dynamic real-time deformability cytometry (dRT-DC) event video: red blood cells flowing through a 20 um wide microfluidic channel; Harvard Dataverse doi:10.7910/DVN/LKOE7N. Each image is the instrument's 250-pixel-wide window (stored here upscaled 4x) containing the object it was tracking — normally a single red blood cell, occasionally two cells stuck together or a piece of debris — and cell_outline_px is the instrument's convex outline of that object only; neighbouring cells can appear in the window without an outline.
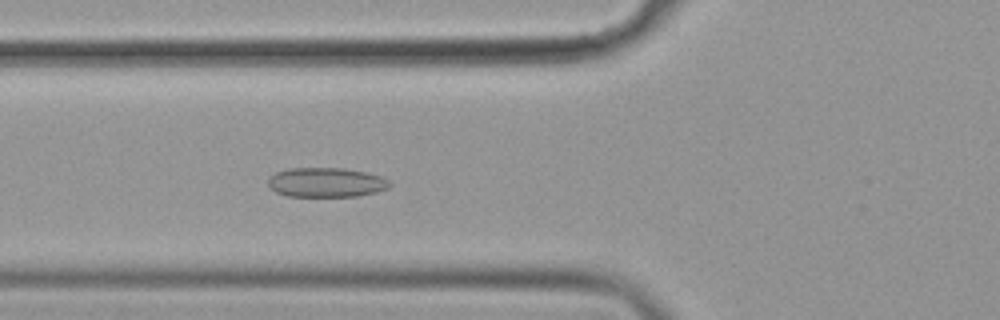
{"species": "common noctule bat (a hibernating species)", "species_latin": "Nyctalus noctula", "temperature_condition": "cold", "stored_images_in_passage": 48, "camera_frame_rate_fps": 3000, "um_per_image_px": 0.085, "animal": {"sex": "female", "body_mass_g": 19.9}, "frame": {"image": 1, "passage_image": 18, "time_ms": 5.667, "image_size_px": [1000, 320], "cell_outline_px": [[392, 184], [388, 188], [376, 192], [356, 196], [288, 196], [276, 192], [268, 184], [268, 180], [276, 172], [288, 168], [344, 168], [364, 172], [380, 176], [388, 180]], "centroid_in_image_um": [27.73, 15.5], "position_along_channel_um": 98.1, "area_um2": 20.75}}
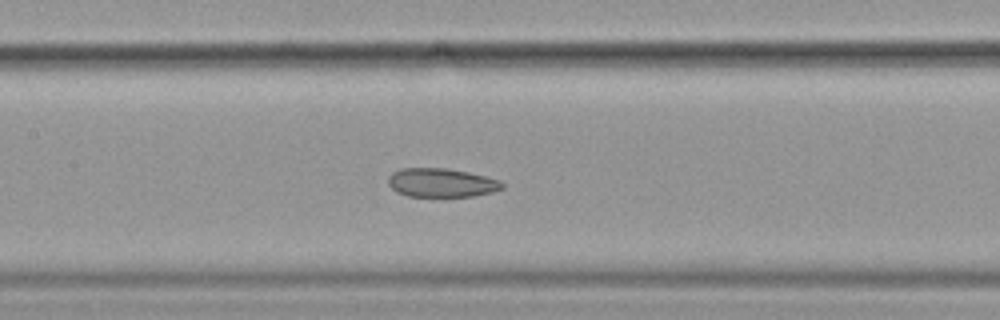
{"frame": {"image": 2, "passage_image": 24, "time_ms": 7.667, "image_size_px": [1000, 320], "cell_outline_px": [[504, 188], [492, 192], [472, 196], [408, 196], [396, 192], [388, 184], [388, 176], [392, 172], [400, 168], [444, 168], [468, 172], [500, 180], [504, 184]], "centroid_in_image_um": [37.5, 15.53], "position_along_channel_um": 169.9, "area_um2": 19.13}}
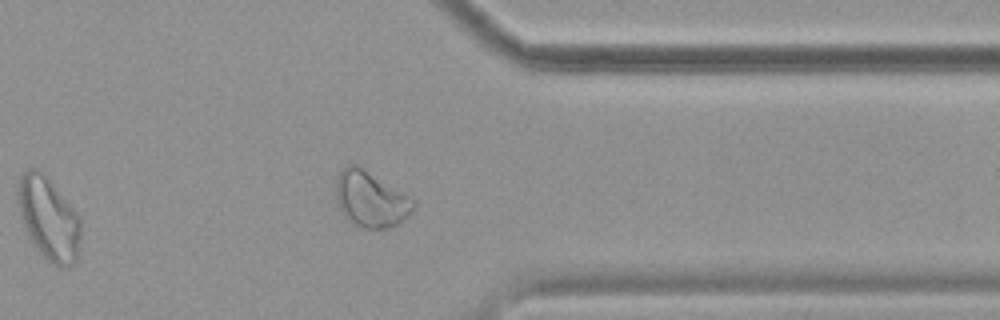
{"frame": {"image": 3, "passage_image": 42, "time_ms": 13.667, "image_size_px": [1000, 320], "cell_outline_px": [[80, 252], [76, 260], [68, 268], [60, 268], [52, 264], [36, 248], [28, 236], [20, 216], [16, 204], [16, 180], [20, 172], [28, 168], [40, 168], [48, 176], [76, 212], [80, 220]], "centroid_in_image_um": [4.09, 18.52], "position_along_channel_um": 407.3, "area_um2": 31.33}, "authors_computed_cell_mechanics": {"area_um2": 22.1085, "velocity_mm_per_s": 3.5726, "shape_relaxation_time_tau1_ms": null, "shape_relaxation_time_tau2_ms": 2.8543, "deformation_change_tau1": null, "deformation_change_tau2": 0.078}}